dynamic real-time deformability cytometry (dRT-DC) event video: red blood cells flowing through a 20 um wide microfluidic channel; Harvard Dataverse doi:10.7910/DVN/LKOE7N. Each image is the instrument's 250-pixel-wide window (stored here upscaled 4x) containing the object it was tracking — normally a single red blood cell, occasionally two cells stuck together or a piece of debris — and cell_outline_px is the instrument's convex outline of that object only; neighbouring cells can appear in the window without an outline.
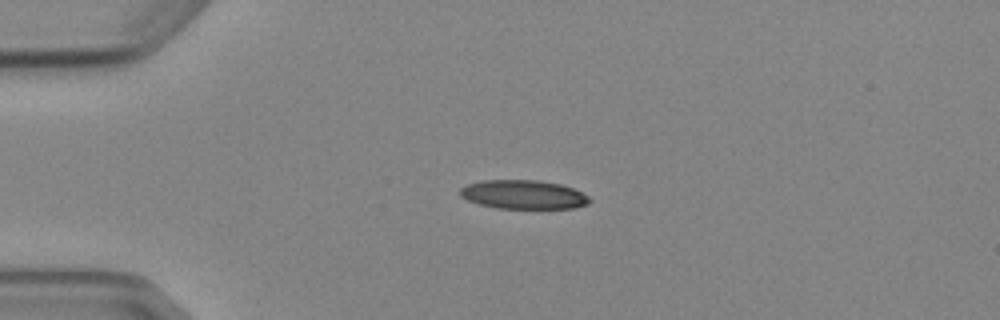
{"species": "Egyptian fruit bat (a non-hibernating species)", "species_latin": "Rousettus aegyptiacus", "temperature_condition": "cold", "stored_images_in_passage": 3, "camera_frame_rate_fps": 3000, "um_per_image_px": 0.085, "animal": {"sex": "female"}, "frame": {"image": 1, "passage_image": 3, "time_ms": 2.333, "image_size_px": [1000, 320], "cell_outline_px": [[592, 200], [588, 204], [572, 208], [496, 208], [480, 204], [468, 200], [460, 196], [460, 188], [468, 184], [480, 180], [540, 180], [560, 184], [572, 188], [588, 196]], "centroid_in_image_um": [44.48, 16.53], "position_along_channel_um": 40.5, "area_um2": 21.73}}